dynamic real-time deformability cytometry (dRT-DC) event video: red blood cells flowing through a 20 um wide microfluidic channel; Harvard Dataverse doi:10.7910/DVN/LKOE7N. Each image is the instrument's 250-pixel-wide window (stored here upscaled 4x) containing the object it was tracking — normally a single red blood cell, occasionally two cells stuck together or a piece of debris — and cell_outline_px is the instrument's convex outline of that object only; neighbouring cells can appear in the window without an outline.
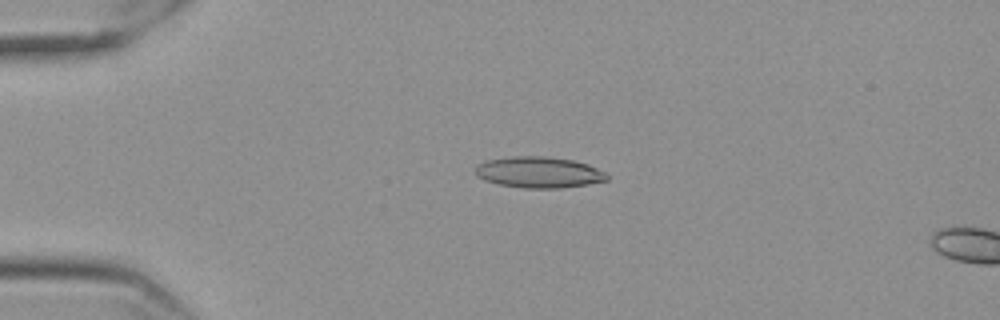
{"species": "Egyptian fruit bat (a non-hibernating species)", "species_latin": "Rousettus aegyptiacus", "temperature_condition": "cold", "stored_images_in_passage": 6, "camera_frame_rate_fps": 3000, "um_per_image_px": 0.085, "frame": {"image": 1, "passage_image": 2, "time_ms": 0.333, "image_size_px": [1000, 320], "cell_outline_px": [[608, 180], [588, 184], [560, 188], [524, 188], [500, 184], [484, 180], [476, 176], [476, 164], [484, 160], [512, 156], [548, 156], [572, 160], [588, 164], [604, 172], [608, 176]], "centroid_in_image_um": [45.77, 14.63], "position_along_channel_um": 39.2, "area_um2": 23.93}}